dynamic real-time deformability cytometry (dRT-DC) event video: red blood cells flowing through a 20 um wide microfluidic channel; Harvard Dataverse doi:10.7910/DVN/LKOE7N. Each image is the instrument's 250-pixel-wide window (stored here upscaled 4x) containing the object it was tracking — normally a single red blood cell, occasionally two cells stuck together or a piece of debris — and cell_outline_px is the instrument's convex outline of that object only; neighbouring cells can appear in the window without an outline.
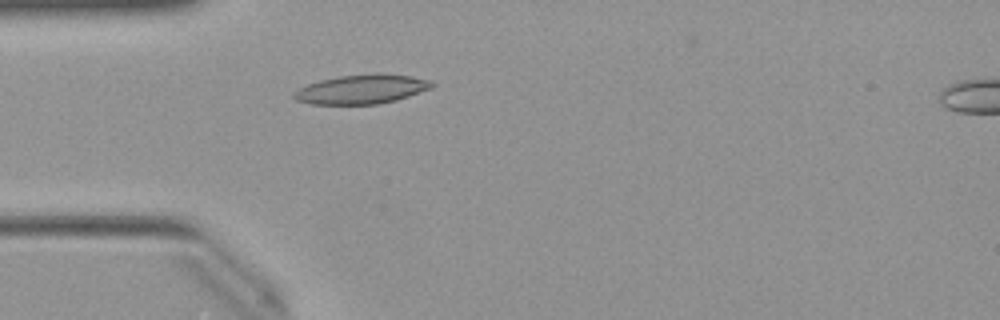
{"species": "Egyptian fruit bat (a non-hibernating species)", "species_latin": "Rousettus aegyptiacus", "temperature_condition": "warm", "stored_images_in_passage": 48, "camera_frame_rate_fps": 3000, "um_per_image_px": 0.085, "animal": {"sex": "female"}, "frame": {"image": 1, "passage_image": 12, "time_ms": 3.667, "image_size_px": [1000, 320], "cell_outline_px": [[436, 84], [432, 88], [396, 100], [380, 104], [308, 104], [296, 100], [292, 96], [292, 92], [308, 84], [320, 80], [340, 76], [412, 76], [432, 80]], "centroid_in_image_um": [30.71, 7.63], "position_along_channel_um": 54.3, "area_um2": 22.77}}
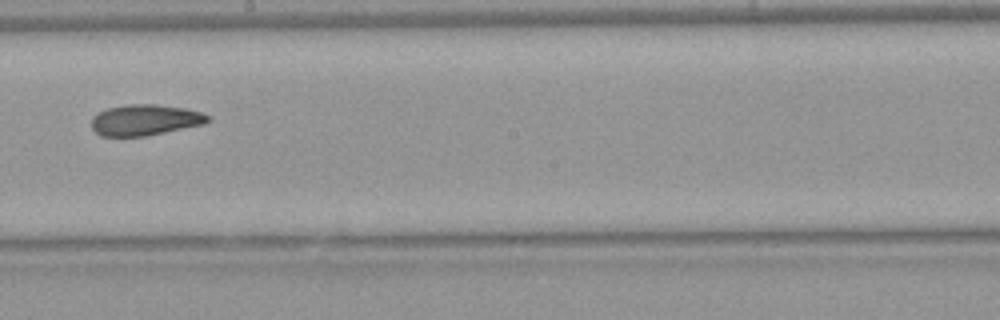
{"frame": {"image": 2, "passage_image": 26, "time_ms": 8.333, "image_size_px": [1000, 320], "cell_outline_px": [[212, 120], [204, 124], [144, 136], [100, 136], [92, 128], [92, 116], [108, 108], [128, 104], [156, 104], [184, 108], [200, 112], [212, 116]], "centroid_in_image_um": [12.35, 10.19], "position_along_channel_um": 235.8, "area_um2": 20.92}}
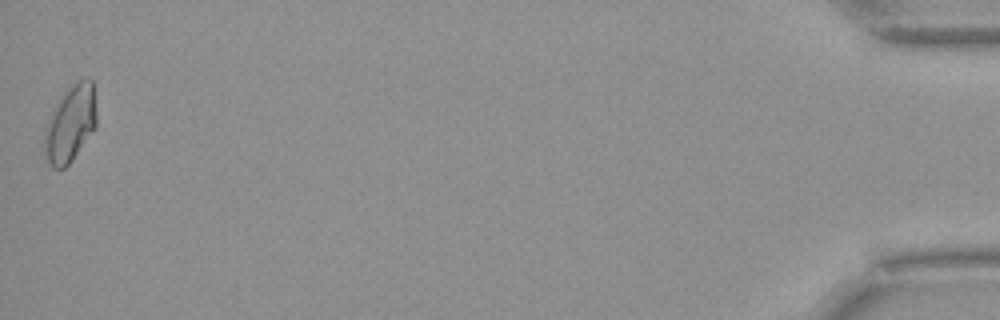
{"frame": {"image": 3, "passage_image": 48, "time_ms": 15.667, "image_size_px": [1000, 320], "cell_outline_px": [[96, 128], [72, 160], [64, 168], [52, 168], [48, 164], [44, 148], [44, 128], [60, 96], [68, 88], [80, 80], [88, 76], [92, 80], [96, 112]], "centroid_in_image_um": [5.98, 10.53], "position_along_channel_um": 429.2, "area_um2": 23.24}, "authors_computed_cell_mechanics": {"area_um2": 21.5016, "velocity_mm_per_s": 4.0055, "shape_relaxation_time_tau1_ms": null, "shape_relaxation_time_tau2_ms": 3.82, "deformation_change_tau1": null, "deformation_change_tau2": 0.103}}